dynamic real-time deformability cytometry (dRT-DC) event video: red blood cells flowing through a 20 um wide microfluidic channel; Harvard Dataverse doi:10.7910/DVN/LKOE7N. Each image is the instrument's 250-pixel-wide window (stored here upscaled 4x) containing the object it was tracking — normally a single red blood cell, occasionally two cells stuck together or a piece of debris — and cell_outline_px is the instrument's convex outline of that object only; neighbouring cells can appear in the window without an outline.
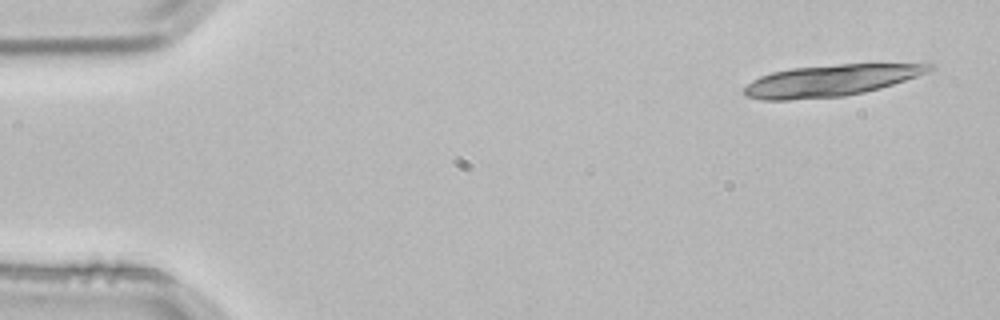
{"species": "common noctule bat (a hibernating species)", "species_latin": "Nyctalus noctula", "temperature_condition": "room temperature", "stored_images_in_passage": 2, "segment_of_instrument_passage": [2, 2], "camera_frame_rate_fps": 3000, "um_per_image_px": 0.085, "animal": {"sex": "male", "body_mass_g": 21.5, "forearm_length_mm": 52.0}, "frame": {"image": 1, "passage_image": 2, "time_ms": 0.333, "image_size_px": [1000, 320], "cell_outline_px": [[936, 68], [928, 72], [880, 88], [864, 92], [844, 96], [788, 100], [764, 100], [748, 96], [744, 92], [744, 88], [752, 80], [760, 76], [772, 72], [792, 68], [840, 64], [932, 64]], "centroid_in_image_um": [70.59, 6.84], "position_along_channel_um": 14.4, "area_um2": 33.58}}